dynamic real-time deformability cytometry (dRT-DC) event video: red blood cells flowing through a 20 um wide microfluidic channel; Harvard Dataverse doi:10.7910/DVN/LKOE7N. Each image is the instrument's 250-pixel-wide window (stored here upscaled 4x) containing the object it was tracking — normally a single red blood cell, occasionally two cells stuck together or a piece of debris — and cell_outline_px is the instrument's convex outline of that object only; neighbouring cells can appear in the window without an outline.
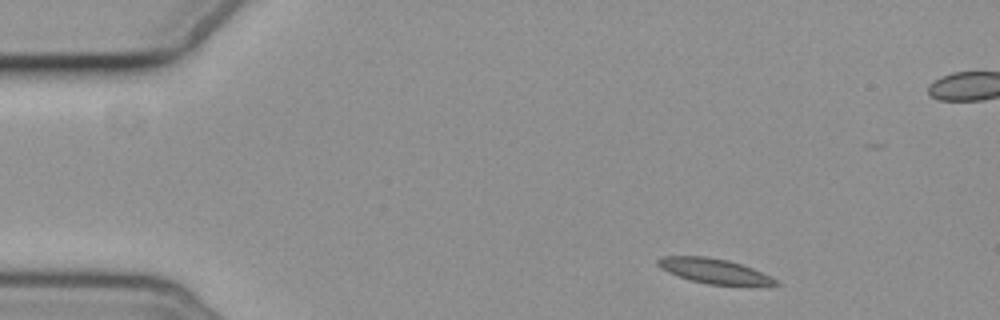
{"species": "common noctule bat (a hibernating species)", "species_latin": "Nyctalus noctula", "temperature_condition": "cold", "stored_images_in_passage": 6, "camera_frame_rate_fps": 3000, "um_per_image_px": 0.085, "animal": {"sex": "female", "body_mass_g": 19.3, "forearm_length_mm": 54.1}, "frame": {"image": 1, "passage_image": 1, "time_ms": 0.0, "image_size_px": [1000, 320], "cell_outline_px": [[780, 284], [708, 284], [692, 280], [668, 272], [660, 268], [656, 264], [656, 260], [660, 256], [708, 256], [728, 260], [752, 268], [776, 280]], "centroid_in_image_um": [60.58, 22.99], "position_along_channel_um": 24.4, "area_um2": 16.53}}
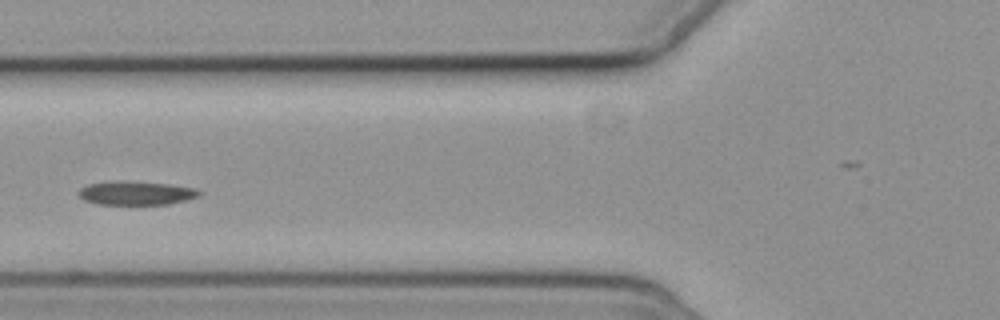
{"frame": {"image": 2, "passage_image": 5, "time_ms": 4.667, "image_size_px": [1000, 320], "cell_outline_px": [[200, 196], [188, 200], [168, 204], [96, 204], [84, 200], [76, 192], [80, 188], [88, 184], [116, 180], [128, 180], [168, 184], [192, 188], [200, 192]], "centroid_in_image_um": [11.52, 16.4], "position_along_channel_um": 114.3, "area_um2": 16.82}}